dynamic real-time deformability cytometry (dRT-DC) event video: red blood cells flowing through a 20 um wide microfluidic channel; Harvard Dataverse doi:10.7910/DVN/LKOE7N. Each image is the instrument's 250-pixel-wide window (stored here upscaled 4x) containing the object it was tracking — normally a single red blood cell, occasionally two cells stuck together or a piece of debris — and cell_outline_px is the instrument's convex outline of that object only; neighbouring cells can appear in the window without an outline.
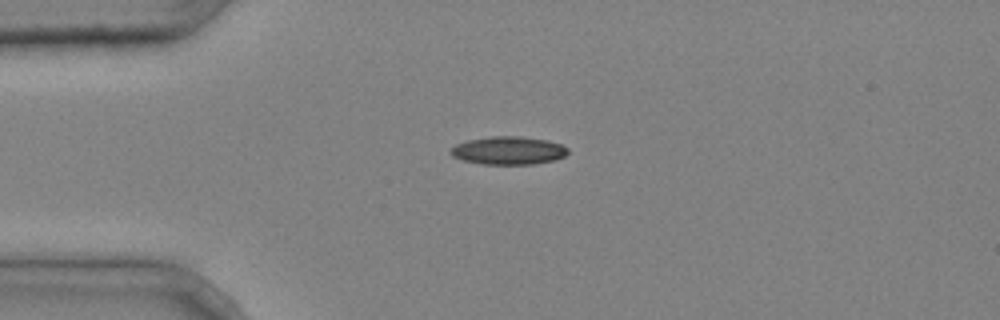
{"species": "common noctule bat (a hibernating species)", "species_latin": "Nyctalus noctula", "temperature_condition": "cold", "stored_images_in_passage": 3, "camera_frame_rate_fps": 3000, "um_per_image_px": 0.085, "animal": {"sex": "male", "body_mass_g": 20.4}, "frame": {"image": 1, "passage_image": 1, "time_ms": 0.0, "image_size_px": [1000, 320], "cell_outline_px": [[568, 152], [564, 156], [556, 160], [532, 164], [480, 164], [464, 160], [452, 156], [448, 152], [456, 144], [468, 140], [492, 136], [520, 136], [548, 140], [560, 144], [568, 148]], "centroid_in_image_um": [43.22, 12.79], "position_along_channel_um": 41.8, "area_um2": 19.19}}